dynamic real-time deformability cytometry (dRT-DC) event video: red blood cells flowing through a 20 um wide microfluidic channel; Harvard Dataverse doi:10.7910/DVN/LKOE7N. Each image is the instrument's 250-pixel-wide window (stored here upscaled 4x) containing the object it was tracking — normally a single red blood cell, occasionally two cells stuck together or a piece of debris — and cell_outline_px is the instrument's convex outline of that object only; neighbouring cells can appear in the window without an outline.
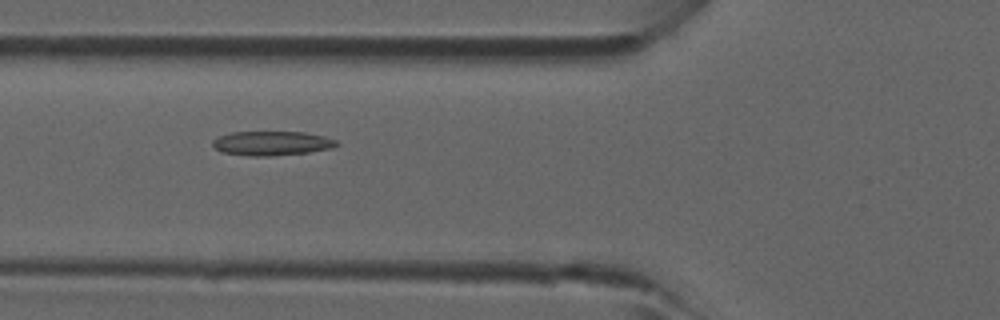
{"species": "common noctule bat (a hibernating species)", "species_latin": "Nyctalus noctula", "temperature_condition": "room temperature", "stored_images_in_passage": 43, "camera_frame_rate_fps": 3000, "um_per_image_px": 0.085, "animal": {"sex": "male", "forearm_length_mm": 52.5}, "frame": {"image": 1, "passage_image": 14, "time_ms": 4.333, "image_size_px": [1000, 320], "cell_outline_px": [[340, 144], [332, 148], [308, 152], [268, 156], [248, 156], [220, 152], [212, 144], [212, 140], [220, 136], [232, 132], [304, 132], [324, 136], [336, 140]], "centroid_in_image_um": [23.1, 12.18], "position_along_channel_um": 102.7, "area_um2": 17.51}}
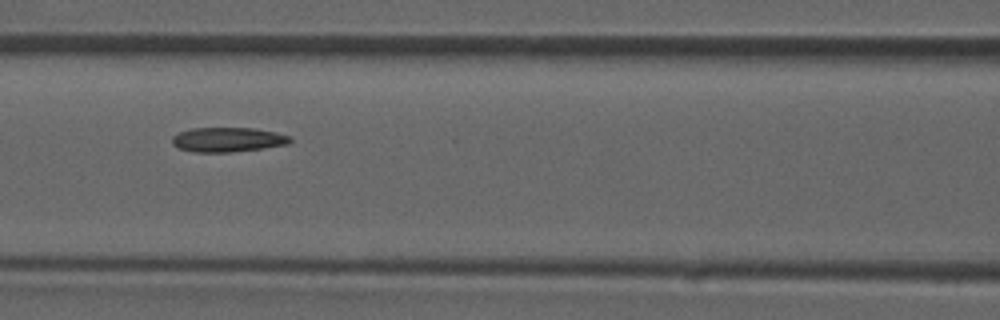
{"frame": {"image": 2, "passage_image": 17, "time_ms": 5.333, "image_size_px": [1000, 320], "cell_outline_px": [[292, 140], [288, 144], [264, 148], [232, 152], [192, 152], [180, 148], [172, 144], [172, 136], [180, 132], [192, 128], [256, 128], [276, 132], [292, 136]], "centroid_in_image_um": [19.39, 11.87], "position_along_channel_um": 147.2, "area_um2": 16.99}}
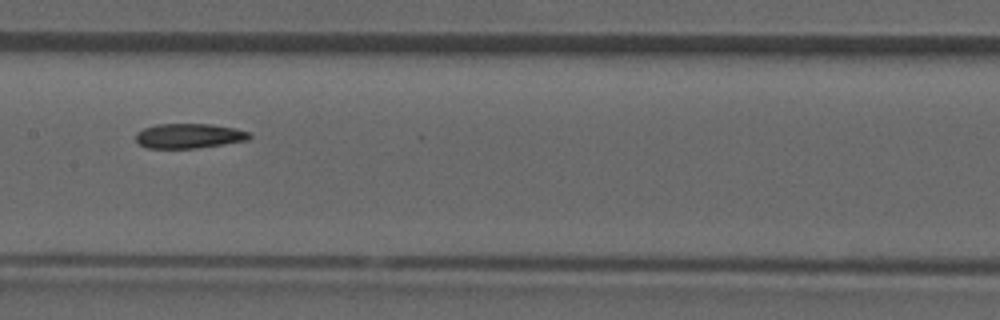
{"frame": {"image": 3, "passage_image": 20, "time_ms": 6.333, "image_size_px": [1000, 320], "cell_outline_px": [[252, 136], [248, 140], [224, 144], [196, 148], [144, 148], [136, 140], [136, 132], [144, 128], [156, 124], [212, 124], [236, 128], [248, 132]], "centroid_in_image_um": [16.06, 11.55], "position_along_channel_um": 191.3, "area_um2": 16.47}}